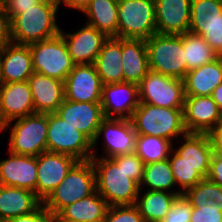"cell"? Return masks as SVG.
Here are the masks:
<instances>
[{
    "label": "cell",
    "instance_id": "6da1fadb",
    "mask_svg": "<svg viewBox=\"0 0 222 222\" xmlns=\"http://www.w3.org/2000/svg\"><path fill=\"white\" fill-rule=\"evenodd\" d=\"M59 4L54 0H43L33 8L22 10L9 24L10 42L31 45L60 34L57 17Z\"/></svg>",
    "mask_w": 222,
    "mask_h": 222
},
{
    "label": "cell",
    "instance_id": "7a4b0ae2",
    "mask_svg": "<svg viewBox=\"0 0 222 222\" xmlns=\"http://www.w3.org/2000/svg\"><path fill=\"white\" fill-rule=\"evenodd\" d=\"M96 177V191L108 206L134 205L140 185L112 158L92 157Z\"/></svg>",
    "mask_w": 222,
    "mask_h": 222
},
{
    "label": "cell",
    "instance_id": "3957f363",
    "mask_svg": "<svg viewBox=\"0 0 222 222\" xmlns=\"http://www.w3.org/2000/svg\"><path fill=\"white\" fill-rule=\"evenodd\" d=\"M130 120L137 134L161 137L173 144H176L174 140L187 133L183 122V108L139 103Z\"/></svg>",
    "mask_w": 222,
    "mask_h": 222
},
{
    "label": "cell",
    "instance_id": "277c9868",
    "mask_svg": "<svg viewBox=\"0 0 222 222\" xmlns=\"http://www.w3.org/2000/svg\"><path fill=\"white\" fill-rule=\"evenodd\" d=\"M95 191L96 177L92 161H78L42 204L55 216L67 205L83 199Z\"/></svg>",
    "mask_w": 222,
    "mask_h": 222
},
{
    "label": "cell",
    "instance_id": "5b68a950",
    "mask_svg": "<svg viewBox=\"0 0 222 222\" xmlns=\"http://www.w3.org/2000/svg\"><path fill=\"white\" fill-rule=\"evenodd\" d=\"M47 128L48 114L34 113L8 122L0 134L9 129L7 151L37 157L47 151Z\"/></svg>",
    "mask_w": 222,
    "mask_h": 222
},
{
    "label": "cell",
    "instance_id": "8992f818",
    "mask_svg": "<svg viewBox=\"0 0 222 222\" xmlns=\"http://www.w3.org/2000/svg\"><path fill=\"white\" fill-rule=\"evenodd\" d=\"M145 42L150 70L180 80L184 79L186 56L183 48V34L155 33Z\"/></svg>",
    "mask_w": 222,
    "mask_h": 222
},
{
    "label": "cell",
    "instance_id": "52a82bcc",
    "mask_svg": "<svg viewBox=\"0 0 222 222\" xmlns=\"http://www.w3.org/2000/svg\"><path fill=\"white\" fill-rule=\"evenodd\" d=\"M155 33V0H118L117 38L147 40Z\"/></svg>",
    "mask_w": 222,
    "mask_h": 222
},
{
    "label": "cell",
    "instance_id": "ba28073f",
    "mask_svg": "<svg viewBox=\"0 0 222 222\" xmlns=\"http://www.w3.org/2000/svg\"><path fill=\"white\" fill-rule=\"evenodd\" d=\"M47 151L71 156L78 161L92 158V141L56 112L48 114Z\"/></svg>",
    "mask_w": 222,
    "mask_h": 222
},
{
    "label": "cell",
    "instance_id": "9c48e42d",
    "mask_svg": "<svg viewBox=\"0 0 222 222\" xmlns=\"http://www.w3.org/2000/svg\"><path fill=\"white\" fill-rule=\"evenodd\" d=\"M36 73L65 81L74 63L63 37L58 36L29 45Z\"/></svg>",
    "mask_w": 222,
    "mask_h": 222
},
{
    "label": "cell",
    "instance_id": "30bf717a",
    "mask_svg": "<svg viewBox=\"0 0 222 222\" xmlns=\"http://www.w3.org/2000/svg\"><path fill=\"white\" fill-rule=\"evenodd\" d=\"M140 103L165 108L184 107L183 80L149 70L138 84Z\"/></svg>",
    "mask_w": 222,
    "mask_h": 222
},
{
    "label": "cell",
    "instance_id": "8fae6325",
    "mask_svg": "<svg viewBox=\"0 0 222 222\" xmlns=\"http://www.w3.org/2000/svg\"><path fill=\"white\" fill-rule=\"evenodd\" d=\"M136 135L130 119L105 118L92 142V157L100 156L97 154L96 147L100 145L98 141L101 136L103 139L102 157L112 158L117 155L134 153Z\"/></svg>",
    "mask_w": 222,
    "mask_h": 222
},
{
    "label": "cell",
    "instance_id": "7c38bea8",
    "mask_svg": "<svg viewBox=\"0 0 222 222\" xmlns=\"http://www.w3.org/2000/svg\"><path fill=\"white\" fill-rule=\"evenodd\" d=\"M77 162L65 154L46 151L38 155L36 196L43 202Z\"/></svg>",
    "mask_w": 222,
    "mask_h": 222
},
{
    "label": "cell",
    "instance_id": "4fadbf2b",
    "mask_svg": "<svg viewBox=\"0 0 222 222\" xmlns=\"http://www.w3.org/2000/svg\"><path fill=\"white\" fill-rule=\"evenodd\" d=\"M100 103L105 118L131 119L140 103L138 84L128 82L104 84Z\"/></svg>",
    "mask_w": 222,
    "mask_h": 222
},
{
    "label": "cell",
    "instance_id": "5bb4252c",
    "mask_svg": "<svg viewBox=\"0 0 222 222\" xmlns=\"http://www.w3.org/2000/svg\"><path fill=\"white\" fill-rule=\"evenodd\" d=\"M103 83L94 64L74 65L64 81L65 99L100 103Z\"/></svg>",
    "mask_w": 222,
    "mask_h": 222
},
{
    "label": "cell",
    "instance_id": "9a60e30c",
    "mask_svg": "<svg viewBox=\"0 0 222 222\" xmlns=\"http://www.w3.org/2000/svg\"><path fill=\"white\" fill-rule=\"evenodd\" d=\"M64 31L66 30L61 27L60 35L63 37L75 65L93 64L104 41L108 38L87 23H83L82 27L77 28L73 33Z\"/></svg>",
    "mask_w": 222,
    "mask_h": 222
},
{
    "label": "cell",
    "instance_id": "2e32d148",
    "mask_svg": "<svg viewBox=\"0 0 222 222\" xmlns=\"http://www.w3.org/2000/svg\"><path fill=\"white\" fill-rule=\"evenodd\" d=\"M35 113L28 81L0 85L1 129L8 122Z\"/></svg>",
    "mask_w": 222,
    "mask_h": 222
},
{
    "label": "cell",
    "instance_id": "e0dca14e",
    "mask_svg": "<svg viewBox=\"0 0 222 222\" xmlns=\"http://www.w3.org/2000/svg\"><path fill=\"white\" fill-rule=\"evenodd\" d=\"M220 115L211 96H185L183 122L187 133H208L219 124Z\"/></svg>",
    "mask_w": 222,
    "mask_h": 222
},
{
    "label": "cell",
    "instance_id": "ac0fdd59",
    "mask_svg": "<svg viewBox=\"0 0 222 222\" xmlns=\"http://www.w3.org/2000/svg\"><path fill=\"white\" fill-rule=\"evenodd\" d=\"M61 118L85 134L92 142L105 119L101 103L76 102L64 99L56 112Z\"/></svg>",
    "mask_w": 222,
    "mask_h": 222
},
{
    "label": "cell",
    "instance_id": "d6986e66",
    "mask_svg": "<svg viewBox=\"0 0 222 222\" xmlns=\"http://www.w3.org/2000/svg\"><path fill=\"white\" fill-rule=\"evenodd\" d=\"M7 155L0 159V185L28 189L36 195L37 157L9 151Z\"/></svg>",
    "mask_w": 222,
    "mask_h": 222
},
{
    "label": "cell",
    "instance_id": "ffe728a7",
    "mask_svg": "<svg viewBox=\"0 0 222 222\" xmlns=\"http://www.w3.org/2000/svg\"><path fill=\"white\" fill-rule=\"evenodd\" d=\"M191 0H155L156 29L159 34L189 32Z\"/></svg>",
    "mask_w": 222,
    "mask_h": 222
},
{
    "label": "cell",
    "instance_id": "44dd1931",
    "mask_svg": "<svg viewBox=\"0 0 222 222\" xmlns=\"http://www.w3.org/2000/svg\"><path fill=\"white\" fill-rule=\"evenodd\" d=\"M34 73L29 45L8 42L0 50L1 83L28 81Z\"/></svg>",
    "mask_w": 222,
    "mask_h": 222
},
{
    "label": "cell",
    "instance_id": "7402d4cb",
    "mask_svg": "<svg viewBox=\"0 0 222 222\" xmlns=\"http://www.w3.org/2000/svg\"><path fill=\"white\" fill-rule=\"evenodd\" d=\"M28 83L31 89L35 113L57 112L65 99L64 82L34 72Z\"/></svg>",
    "mask_w": 222,
    "mask_h": 222
},
{
    "label": "cell",
    "instance_id": "603a6c76",
    "mask_svg": "<svg viewBox=\"0 0 222 222\" xmlns=\"http://www.w3.org/2000/svg\"><path fill=\"white\" fill-rule=\"evenodd\" d=\"M177 142L181 145L173 144V150L183 158L184 162L207 178L213 155L207 133H186Z\"/></svg>",
    "mask_w": 222,
    "mask_h": 222
},
{
    "label": "cell",
    "instance_id": "cb8c5ba5",
    "mask_svg": "<svg viewBox=\"0 0 222 222\" xmlns=\"http://www.w3.org/2000/svg\"><path fill=\"white\" fill-rule=\"evenodd\" d=\"M183 83L185 96H211L213 90L222 83V56L189 70Z\"/></svg>",
    "mask_w": 222,
    "mask_h": 222
},
{
    "label": "cell",
    "instance_id": "d4e9b609",
    "mask_svg": "<svg viewBox=\"0 0 222 222\" xmlns=\"http://www.w3.org/2000/svg\"><path fill=\"white\" fill-rule=\"evenodd\" d=\"M41 204L42 201L28 189L0 185V219L3 221L27 215Z\"/></svg>",
    "mask_w": 222,
    "mask_h": 222
},
{
    "label": "cell",
    "instance_id": "484cf974",
    "mask_svg": "<svg viewBox=\"0 0 222 222\" xmlns=\"http://www.w3.org/2000/svg\"><path fill=\"white\" fill-rule=\"evenodd\" d=\"M121 56L122 38L108 37L93 63L103 85L124 82Z\"/></svg>",
    "mask_w": 222,
    "mask_h": 222
},
{
    "label": "cell",
    "instance_id": "4316f807",
    "mask_svg": "<svg viewBox=\"0 0 222 222\" xmlns=\"http://www.w3.org/2000/svg\"><path fill=\"white\" fill-rule=\"evenodd\" d=\"M121 57L124 82L139 84L150 70L145 40L122 38Z\"/></svg>",
    "mask_w": 222,
    "mask_h": 222
},
{
    "label": "cell",
    "instance_id": "83f0119b",
    "mask_svg": "<svg viewBox=\"0 0 222 222\" xmlns=\"http://www.w3.org/2000/svg\"><path fill=\"white\" fill-rule=\"evenodd\" d=\"M109 206L104 198L95 191L64 207L54 220H69L74 222H93L105 218Z\"/></svg>",
    "mask_w": 222,
    "mask_h": 222
},
{
    "label": "cell",
    "instance_id": "f1b7e54d",
    "mask_svg": "<svg viewBox=\"0 0 222 222\" xmlns=\"http://www.w3.org/2000/svg\"><path fill=\"white\" fill-rule=\"evenodd\" d=\"M81 12L87 16V24L107 37H117L118 0H91Z\"/></svg>",
    "mask_w": 222,
    "mask_h": 222
},
{
    "label": "cell",
    "instance_id": "f546056e",
    "mask_svg": "<svg viewBox=\"0 0 222 222\" xmlns=\"http://www.w3.org/2000/svg\"><path fill=\"white\" fill-rule=\"evenodd\" d=\"M180 195L183 194L160 190H140L134 205L144 221L163 220L175 199Z\"/></svg>",
    "mask_w": 222,
    "mask_h": 222
},
{
    "label": "cell",
    "instance_id": "4dcf8cb0",
    "mask_svg": "<svg viewBox=\"0 0 222 222\" xmlns=\"http://www.w3.org/2000/svg\"><path fill=\"white\" fill-rule=\"evenodd\" d=\"M175 186L176 181L168 159L144 165L140 190H160L183 194L179 189H175Z\"/></svg>",
    "mask_w": 222,
    "mask_h": 222
},
{
    "label": "cell",
    "instance_id": "1f68e13d",
    "mask_svg": "<svg viewBox=\"0 0 222 222\" xmlns=\"http://www.w3.org/2000/svg\"><path fill=\"white\" fill-rule=\"evenodd\" d=\"M183 195L193 207L222 211V187L207 178L187 189Z\"/></svg>",
    "mask_w": 222,
    "mask_h": 222
},
{
    "label": "cell",
    "instance_id": "d6a6232c",
    "mask_svg": "<svg viewBox=\"0 0 222 222\" xmlns=\"http://www.w3.org/2000/svg\"><path fill=\"white\" fill-rule=\"evenodd\" d=\"M172 149L173 143L168 139L151 135H136L134 153L144 164L168 159Z\"/></svg>",
    "mask_w": 222,
    "mask_h": 222
},
{
    "label": "cell",
    "instance_id": "836d02e7",
    "mask_svg": "<svg viewBox=\"0 0 222 222\" xmlns=\"http://www.w3.org/2000/svg\"><path fill=\"white\" fill-rule=\"evenodd\" d=\"M183 48L186 56V73L219 57L205 39L190 32L183 34Z\"/></svg>",
    "mask_w": 222,
    "mask_h": 222
},
{
    "label": "cell",
    "instance_id": "e575fe53",
    "mask_svg": "<svg viewBox=\"0 0 222 222\" xmlns=\"http://www.w3.org/2000/svg\"><path fill=\"white\" fill-rule=\"evenodd\" d=\"M222 15V0H191L190 26L208 27Z\"/></svg>",
    "mask_w": 222,
    "mask_h": 222
},
{
    "label": "cell",
    "instance_id": "d590c367",
    "mask_svg": "<svg viewBox=\"0 0 222 222\" xmlns=\"http://www.w3.org/2000/svg\"><path fill=\"white\" fill-rule=\"evenodd\" d=\"M168 161L176 181V187L182 193H184L187 189L194 187L204 179V177L198 171H196L194 167L184 162L183 158L173 149L169 154Z\"/></svg>",
    "mask_w": 222,
    "mask_h": 222
},
{
    "label": "cell",
    "instance_id": "8d00e7d4",
    "mask_svg": "<svg viewBox=\"0 0 222 222\" xmlns=\"http://www.w3.org/2000/svg\"><path fill=\"white\" fill-rule=\"evenodd\" d=\"M189 32L201 36L219 56H222V15L208 27H189Z\"/></svg>",
    "mask_w": 222,
    "mask_h": 222
},
{
    "label": "cell",
    "instance_id": "74e56055",
    "mask_svg": "<svg viewBox=\"0 0 222 222\" xmlns=\"http://www.w3.org/2000/svg\"><path fill=\"white\" fill-rule=\"evenodd\" d=\"M117 165H122L123 170L139 185L143 179L144 162L135 154L128 153L112 157Z\"/></svg>",
    "mask_w": 222,
    "mask_h": 222
},
{
    "label": "cell",
    "instance_id": "f35d334b",
    "mask_svg": "<svg viewBox=\"0 0 222 222\" xmlns=\"http://www.w3.org/2000/svg\"><path fill=\"white\" fill-rule=\"evenodd\" d=\"M106 222H144L135 205L111 206L105 216Z\"/></svg>",
    "mask_w": 222,
    "mask_h": 222
},
{
    "label": "cell",
    "instance_id": "ab89813d",
    "mask_svg": "<svg viewBox=\"0 0 222 222\" xmlns=\"http://www.w3.org/2000/svg\"><path fill=\"white\" fill-rule=\"evenodd\" d=\"M193 206L184 195L178 196L164 217V222H190Z\"/></svg>",
    "mask_w": 222,
    "mask_h": 222
},
{
    "label": "cell",
    "instance_id": "60d3db41",
    "mask_svg": "<svg viewBox=\"0 0 222 222\" xmlns=\"http://www.w3.org/2000/svg\"><path fill=\"white\" fill-rule=\"evenodd\" d=\"M43 0H5L2 3L5 16L8 23L17 15L22 13V10L33 8Z\"/></svg>",
    "mask_w": 222,
    "mask_h": 222
},
{
    "label": "cell",
    "instance_id": "b9f144b4",
    "mask_svg": "<svg viewBox=\"0 0 222 222\" xmlns=\"http://www.w3.org/2000/svg\"><path fill=\"white\" fill-rule=\"evenodd\" d=\"M5 222H54V216L41 204L33 212L8 219Z\"/></svg>",
    "mask_w": 222,
    "mask_h": 222
},
{
    "label": "cell",
    "instance_id": "7bdbcfd3",
    "mask_svg": "<svg viewBox=\"0 0 222 222\" xmlns=\"http://www.w3.org/2000/svg\"><path fill=\"white\" fill-rule=\"evenodd\" d=\"M190 222H222V211L193 207Z\"/></svg>",
    "mask_w": 222,
    "mask_h": 222
},
{
    "label": "cell",
    "instance_id": "ee69618b",
    "mask_svg": "<svg viewBox=\"0 0 222 222\" xmlns=\"http://www.w3.org/2000/svg\"><path fill=\"white\" fill-rule=\"evenodd\" d=\"M207 179L222 187V154L213 153Z\"/></svg>",
    "mask_w": 222,
    "mask_h": 222
},
{
    "label": "cell",
    "instance_id": "f6af8a7d",
    "mask_svg": "<svg viewBox=\"0 0 222 222\" xmlns=\"http://www.w3.org/2000/svg\"><path fill=\"white\" fill-rule=\"evenodd\" d=\"M213 153L222 154V126L218 124L207 133Z\"/></svg>",
    "mask_w": 222,
    "mask_h": 222
},
{
    "label": "cell",
    "instance_id": "bcb514c9",
    "mask_svg": "<svg viewBox=\"0 0 222 222\" xmlns=\"http://www.w3.org/2000/svg\"><path fill=\"white\" fill-rule=\"evenodd\" d=\"M9 24L3 8L0 10V50L9 42Z\"/></svg>",
    "mask_w": 222,
    "mask_h": 222
},
{
    "label": "cell",
    "instance_id": "7dc6e473",
    "mask_svg": "<svg viewBox=\"0 0 222 222\" xmlns=\"http://www.w3.org/2000/svg\"><path fill=\"white\" fill-rule=\"evenodd\" d=\"M91 0H58L57 3L60 5L65 6V8L73 9L78 12H81Z\"/></svg>",
    "mask_w": 222,
    "mask_h": 222
},
{
    "label": "cell",
    "instance_id": "c3c4849f",
    "mask_svg": "<svg viewBox=\"0 0 222 222\" xmlns=\"http://www.w3.org/2000/svg\"><path fill=\"white\" fill-rule=\"evenodd\" d=\"M211 97L216 102L220 111H222V83L219 84L212 92Z\"/></svg>",
    "mask_w": 222,
    "mask_h": 222
},
{
    "label": "cell",
    "instance_id": "681fc988",
    "mask_svg": "<svg viewBox=\"0 0 222 222\" xmlns=\"http://www.w3.org/2000/svg\"><path fill=\"white\" fill-rule=\"evenodd\" d=\"M54 222H74V221H69V220H54Z\"/></svg>",
    "mask_w": 222,
    "mask_h": 222
},
{
    "label": "cell",
    "instance_id": "f907efd6",
    "mask_svg": "<svg viewBox=\"0 0 222 222\" xmlns=\"http://www.w3.org/2000/svg\"><path fill=\"white\" fill-rule=\"evenodd\" d=\"M144 222H164L163 220H150V221H144Z\"/></svg>",
    "mask_w": 222,
    "mask_h": 222
},
{
    "label": "cell",
    "instance_id": "816d5d0a",
    "mask_svg": "<svg viewBox=\"0 0 222 222\" xmlns=\"http://www.w3.org/2000/svg\"><path fill=\"white\" fill-rule=\"evenodd\" d=\"M93 222H106L105 218H102L100 220H97V221H93Z\"/></svg>",
    "mask_w": 222,
    "mask_h": 222
},
{
    "label": "cell",
    "instance_id": "f5cc1de1",
    "mask_svg": "<svg viewBox=\"0 0 222 222\" xmlns=\"http://www.w3.org/2000/svg\"><path fill=\"white\" fill-rule=\"evenodd\" d=\"M219 124L222 126V111H221V115H220V122Z\"/></svg>",
    "mask_w": 222,
    "mask_h": 222
},
{
    "label": "cell",
    "instance_id": "db71d44e",
    "mask_svg": "<svg viewBox=\"0 0 222 222\" xmlns=\"http://www.w3.org/2000/svg\"><path fill=\"white\" fill-rule=\"evenodd\" d=\"M2 9V2H1V0H0V10Z\"/></svg>",
    "mask_w": 222,
    "mask_h": 222
}]
</instances>
